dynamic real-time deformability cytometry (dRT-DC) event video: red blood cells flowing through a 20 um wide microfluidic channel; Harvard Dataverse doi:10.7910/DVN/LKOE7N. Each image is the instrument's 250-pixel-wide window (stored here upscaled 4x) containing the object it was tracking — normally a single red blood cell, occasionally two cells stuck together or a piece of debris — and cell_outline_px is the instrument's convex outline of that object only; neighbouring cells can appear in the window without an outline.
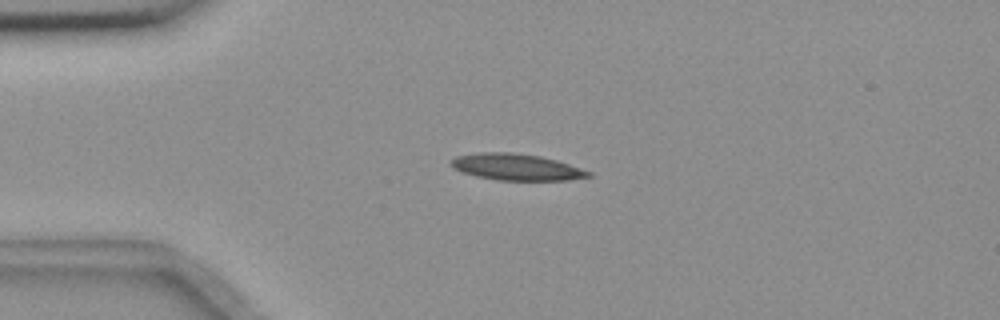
{"species": "common noctule bat (a hibernating species)", "species_latin": "Nyctalus noctula", "temperature_condition": "room temperature", "stored_images_in_passage": 54, "camera_frame_rate_fps": 3000, "um_per_image_px": 0.085, "animal": {"sex": "female", "body_mass_g": 18.4}, "frame": {"image": 1, "passage_image": 12, "time_ms": 3.667, "image_size_px": [1000, 320], "cell_outline_px": [[592, 176], [568, 180], [500, 180], [476, 176], [464, 172], [456, 168], [452, 164], [452, 160], [456, 156], [480, 152], [512, 152], [540, 156], [556, 160], [592, 172]], "centroid_in_image_um": [43.94, 14.19], "position_along_channel_um": 41.1, "area_um2": 20.87}}
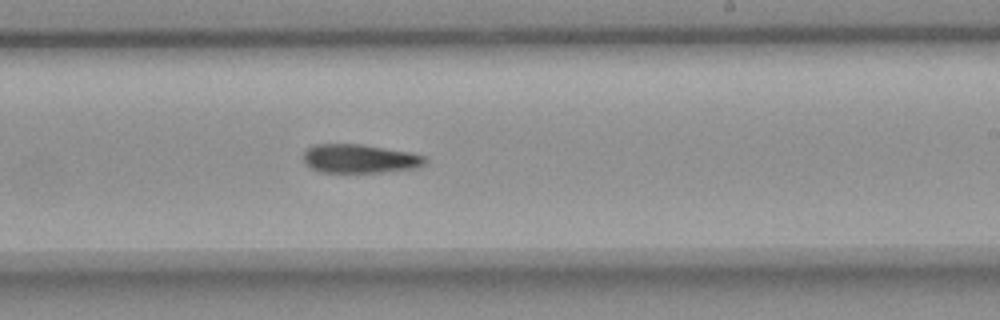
{"frame": {"image": 2, "passage_image": 32, "time_ms": 10.333, "image_size_px": [1000, 320], "cell_outline_px": [[428, 160], [424, 164], [416, 168], [380, 172], [320, 172], [312, 168], [304, 160], [304, 152], [308, 148], [316, 144], [360, 144], [412, 152], [428, 156]], "centroid_in_image_um": [30.64, 13.48], "position_along_channel_um": 258.4, "area_um2": 20.4}}
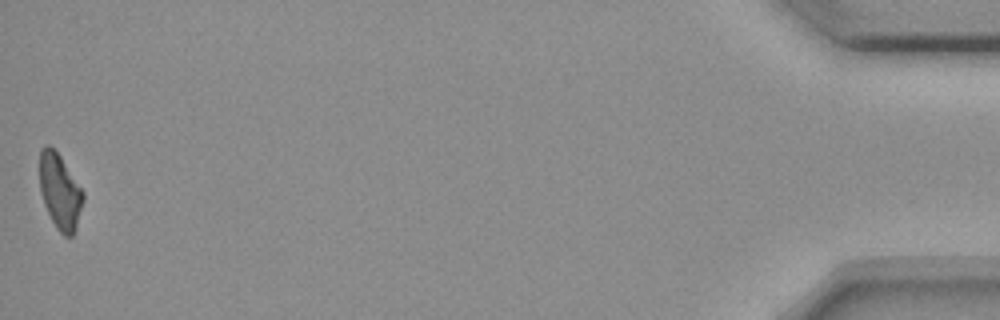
{"frame": {"image": 3, "passage_image": 54, "time_ms": 17.667, "image_size_px": [1000, 320], "cell_outline_px": [[84, 200], [76, 228], [72, 236], [64, 236], [56, 228], [44, 204], [40, 192], [40, 148], [44, 144], [48, 144], [60, 156], [84, 192]], "centroid_in_image_um": [5.09, 16.28], "position_along_channel_um": 430.1, "area_um2": 19.02}}